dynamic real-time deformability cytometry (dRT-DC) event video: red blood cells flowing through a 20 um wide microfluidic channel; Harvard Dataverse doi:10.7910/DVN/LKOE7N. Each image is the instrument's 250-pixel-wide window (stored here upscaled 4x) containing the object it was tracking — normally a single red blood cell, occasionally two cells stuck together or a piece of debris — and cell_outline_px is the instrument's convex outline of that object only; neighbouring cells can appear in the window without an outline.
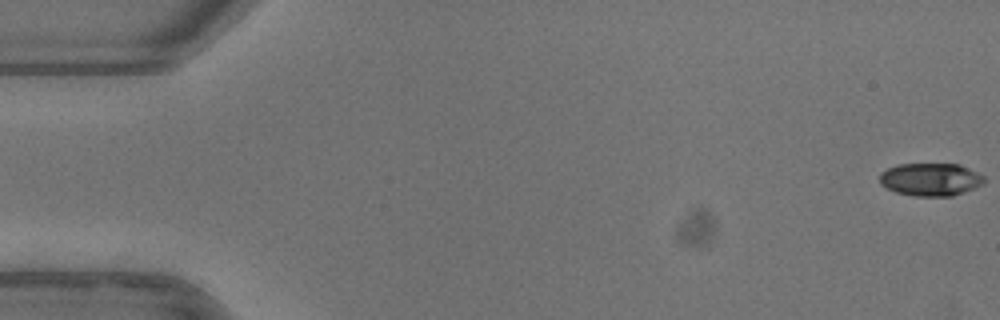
{"species": "common noctule bat (a hibernating species)", "species_latin": "Nyctalus noctula", "temperature_condition": "warm", "stored_images_in_passage": 13, "camera_frame_rate_fps": 3000, "um_per_image_px": 0.085, "animal": {"sex": "female"}, "frame": {"image": 1, "passage_image": 1, "time_ms": 0.0, "image_size_px": [1000, 320], "cell_outline_px": [[984, 184], [964, 192], [952, 196], [916, 196], [896, 192], [880, 184], [880, 172], [896, 164], [960, 164], [984, 176]], "centroid_in_image_um": [79.1, 15.25], "position_along_channel_um": 5.9, "area_um2": 20.0}}